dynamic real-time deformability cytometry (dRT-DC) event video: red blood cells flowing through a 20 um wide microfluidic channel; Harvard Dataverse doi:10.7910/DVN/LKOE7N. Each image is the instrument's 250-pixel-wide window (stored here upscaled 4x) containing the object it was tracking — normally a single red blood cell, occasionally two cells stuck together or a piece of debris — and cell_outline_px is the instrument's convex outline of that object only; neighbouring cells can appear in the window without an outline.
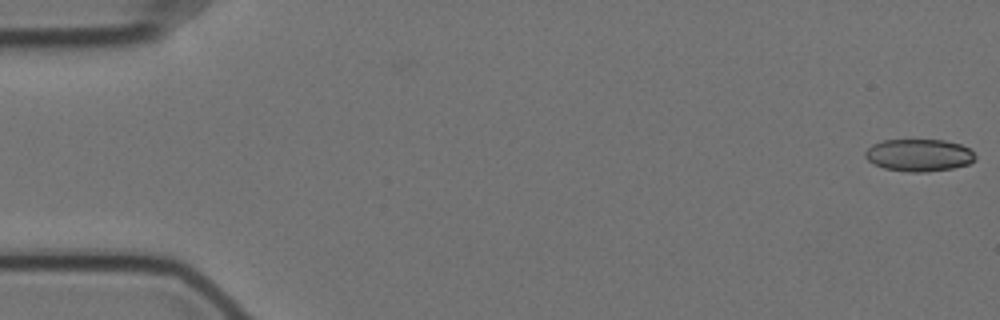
{"species": "Egyptian fruit bat (a non-hibernating species)", "species_latin": "Rousettus aegyptiacus", "temperature_condition": "cold", "stored_images_in_passage": 58, "camera_frame_rate_fps": 3000, "um_per_image_px": 0.085, "animal": {"sex": "female"}, "frame": {"image": 1, "passage_image": 1, "time_ms": 0.0, "image_size_px": [1000, 320], "cell_outline_px": [[976, 160], [968, 164], [952, 168], [924, 172], [908, 172], [884, 168], [868, 160], [864, 156], [864, 152], [872, 144], [884, 140], [944, 140], [960, 144], [968, 148], [976, 156]], "centroid_in_image_um": [78.11, 13.19], "position_along_channel_um": 6.9, "area_um2": 20.63}}
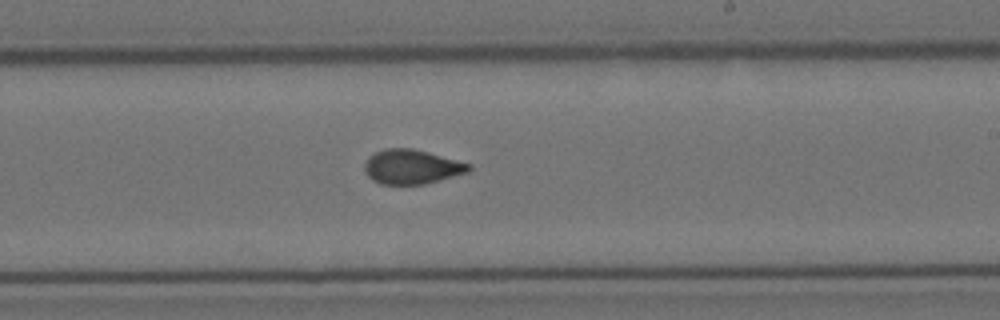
{"frame": {"image": 2, "passage_image": 34, "time_ms": 11.0, "image_size_px": [1000, 320], "cell_outline_px": [[472, 168], [468, 172], [424, 184], [380, 184], [372, 180], [364, 172], [364, 164], [368, 156], [384, 148], [412, 148], [428, 152], [472, 164]], "centroid_in_image_um": [34.97, 14.17], "position_along_channel_um": 254.0, "area_um2": 20.98}}
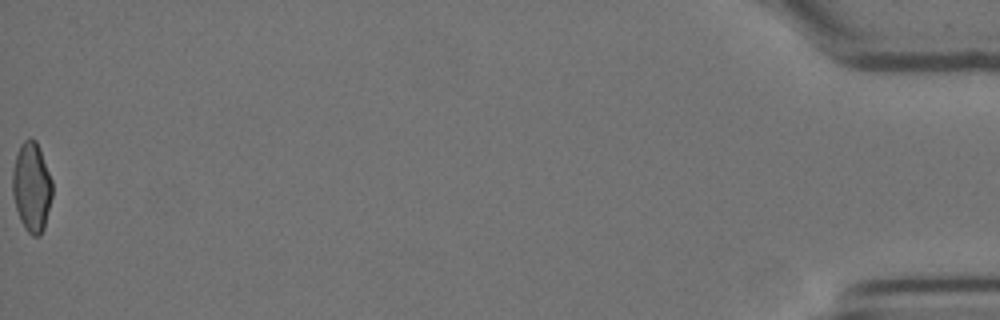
{"frame": {"image": 3, "passage_image": 58, "time_ms": 19.0, "image_size_px": [1000, 320], "cell_outline_px": [[52, 196], [44, 228], [40, 236], [32, 236], [24, 228], [20, 220], [16, 208], [12, 192], [12, 172], [16, 156], [20, 144], [28, 136], [36, 140], [52, 180]], "centroid_in_image_um": [2.68, 15.9], "position_along_channel_um": 432.5, "area_um2": 20.81}, "authors_computed_cell_mechanics": {"area_um2": 21.2704, "velocity_mm_per_s": 3.5165, "shape_relaxation_time_tau1_ms": null, "shape_relaxation_time_tau2_ms": 1.2414, "deformation_change_tau1": null, "deformation_change_tau2": 0.049}}